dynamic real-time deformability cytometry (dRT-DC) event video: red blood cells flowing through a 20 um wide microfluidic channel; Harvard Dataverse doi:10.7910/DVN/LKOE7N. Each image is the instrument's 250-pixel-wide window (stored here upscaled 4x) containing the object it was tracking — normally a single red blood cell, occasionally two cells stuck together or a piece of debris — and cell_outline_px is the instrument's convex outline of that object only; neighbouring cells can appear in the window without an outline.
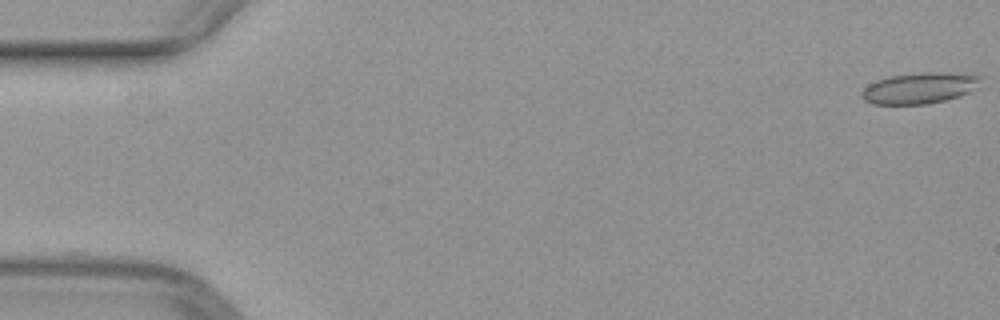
{"species": "common noctule bat (a hibernating species)", "species_latin": "Nyctalus noctula", "temperature_condition": "warm", "stored_images_in_passage": 51, "camera_frame_rate_fps": 3000, "um_per_image_px": 0.085, "animal": {"sex": "female", "body_mass_g": 29.2, "forearm_length_mm": 56.3}, "frame": {"image": 1, "passage_image": 1, "time_ms": 0.0, "image_size_px": [1000, 320], "cell_outline_px": [[980, 88], [960, 96], [928, 104], [872, 104], [864, 100], [860, 96], [860, 92], [868, 84], [876, 80], [892, 76], [924, 72], [944, 72], [980, 76]], "centroid_in_image_um": [78.16, 7.49], "position_along_channel_um": 6.8, "area_um2": 21.62}}
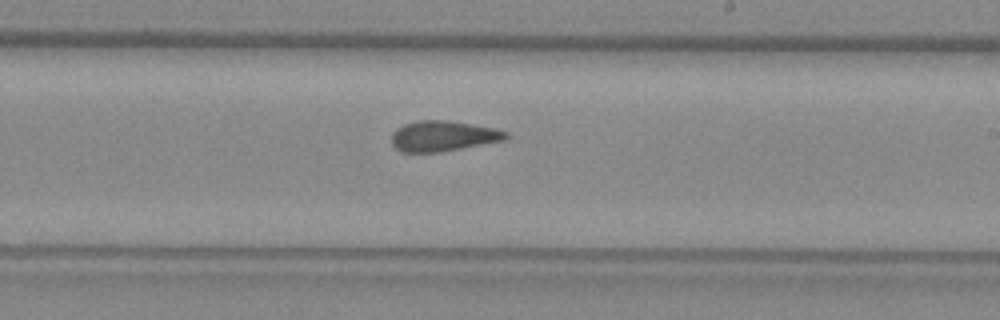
{"frame": {"image": 2, "passage_image": 30, "time_ms": 9.667, "image_size_px": [1000, 320], "cell_outline_px": [[508, 136], [504, 140], [440, 152], [400, 152], [392, 144], [392, 132], [396, 128], [404, 124], [416, 120], [448, 120], [496, 128], [508, 132]], "centroid_in_image_um": [37.64, 11.55], "position_along_channel_um": 251.4, "area_um2": 20.35}}
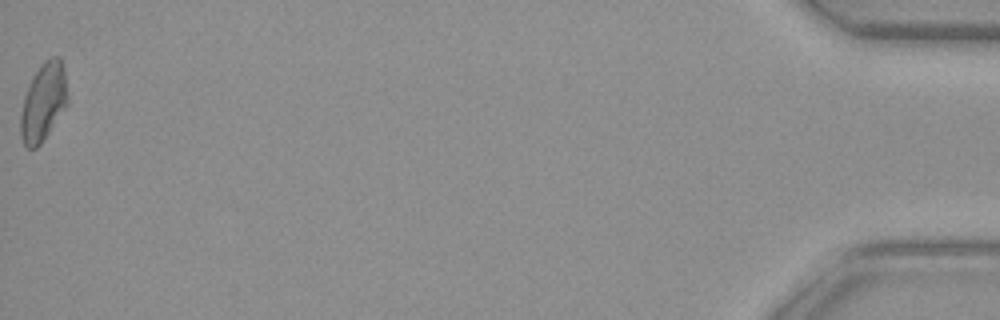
{"frame": {"image": 3, "passage_image": 51, "time_ms": 16.667, "image_size_px": [1000, 320], "cell_outline_px": [[68, 104], [40, 144], [36, 148], [28, 148], [24, 144], [20, 136], [20, 116], [24, 96], [32, 76], [40, 64], [44, 60], [52, 56], [60, 56], [64, 68], [68, 96]], "centroid_in_image_um": [3.69, 8.64], "position_along_channel_um": 431.5, "area_um2": 21.5}}